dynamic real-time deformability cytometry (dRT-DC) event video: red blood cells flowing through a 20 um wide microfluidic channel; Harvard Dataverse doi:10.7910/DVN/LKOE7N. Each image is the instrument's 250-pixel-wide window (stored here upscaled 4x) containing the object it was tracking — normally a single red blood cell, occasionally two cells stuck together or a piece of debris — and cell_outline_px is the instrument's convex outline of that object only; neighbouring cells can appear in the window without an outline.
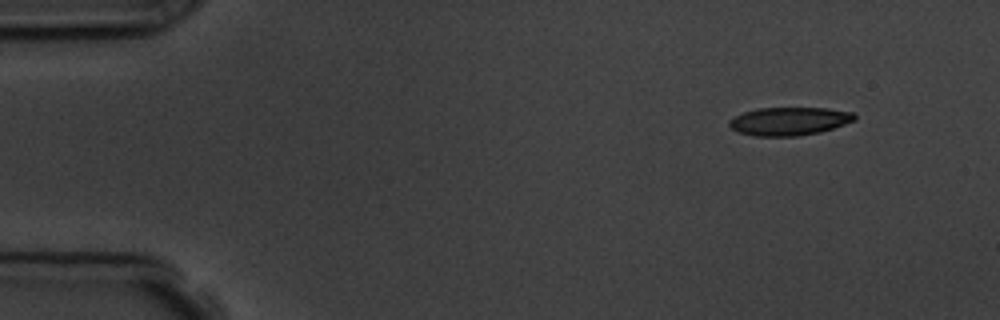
{"species": "common noctule bat (a hibernating species)", "species_latin": "Nyctalus noctula", "temperature_condition": "room temperature", "stored_images_in_passage": 5, "camera_frame_rate_fps": 3000, "um_per_image_px": 0.085, "animal": {"sex": "male", "body_mass_g": 19.5, "forearm_length_mm": 54.6}, "frame": {"image": 1, "passage_image": 5, "time_ms": 4.667, "image_size_px": [1000, 320], "cell_outline_px": [[856, 120], [820, 132], [796, 136], [756, 136], [740, 132], [732, 128], [728, 124], [728, 120], [732, 116], [756, 108], [828, 108], [852, 112], [856, 116]], "centroid_in_image_um": [67.06, 10.29], "position_along_channel_um": 17.9, "area_um2": 20.58}}